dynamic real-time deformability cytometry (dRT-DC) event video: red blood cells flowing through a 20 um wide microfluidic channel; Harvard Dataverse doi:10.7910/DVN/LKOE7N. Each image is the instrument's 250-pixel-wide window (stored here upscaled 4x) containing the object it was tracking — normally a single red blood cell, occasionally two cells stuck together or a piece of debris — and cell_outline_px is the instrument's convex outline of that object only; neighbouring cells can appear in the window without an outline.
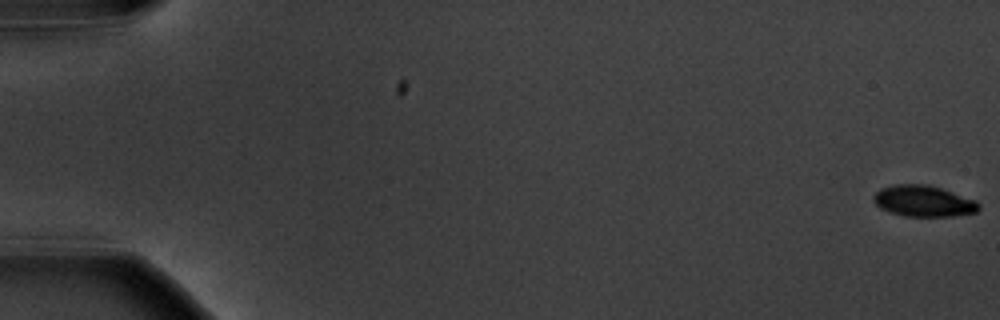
{"species": "common noctule bat (a hibernating species)", "species_latin": "Nyctalus noctula", "temperature_condition": "warm", "stored_images_in_passage": 58, "camera_frame_rate_fps": 3000, "um_per_image_px": 0.085, "animal": {"sex": "male", "body_mass_g": 20.1, "forearm_length_mm": 53.5}, "frame": {"image": 1, "passage_image": 1, "time_ms": 0.0, "image_size_px": [1000, 320], "cell_outline_px": [[980, 208], [976, 212], [956, 216], [904, 216], [888, 212], [880, 208], [872, 200], [872, 196], [880, 188], [892, 184], [928, 184], [976, 200], [980, 204]], "centroid_in_image_um": [78.47, 17.09], "position_along_channel_um": 6.5, "area_um2": 19.31}}
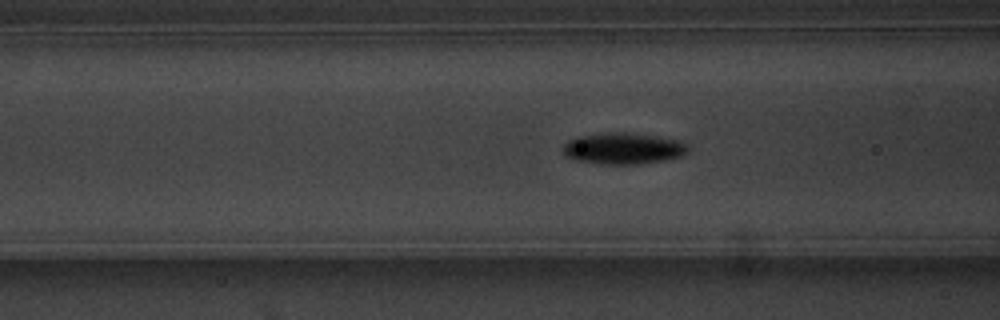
{"frame": {"image": 2, "passage_image": 24, "time_ms": 7.667, "image_size_px": [1000, 320], "cell_outline_px": [[688, 152], [680, 156], [664, 160], [640, 164], [600, 164], [572, 160], [564, 156], [564, 144], [568, 140], [576, 136], [604, 132], [628, 132], [656, 136], [680, 140], [688, 144]], "centroid_in_image_um": [52.94, 12.61], "position_along_channel_um": 113.7, "area_um2": 23.24}}
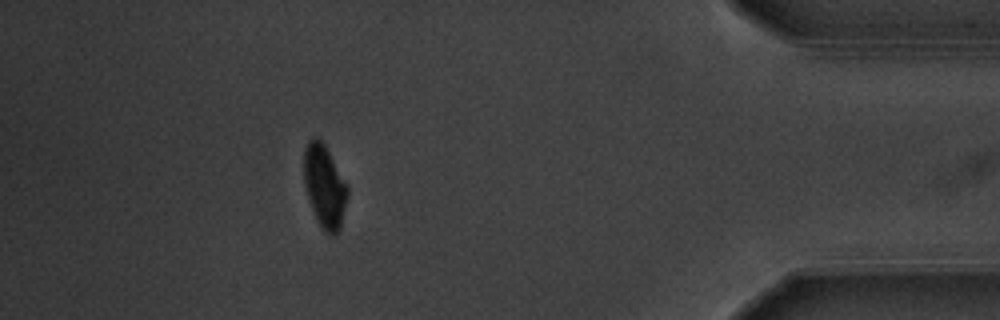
{"frame": {"image": 3, "passage_image": 52, "time_ms": 17.0, "image_size_px": [1000, 320], "cell_outline_px": [[348, 192], [340, 228], [332, 236], [324, 232], [316, 220], [308, 200], [304, 184], [304, 148], [308, 140], [312, 136], [316, 136], [324, 144], [348, 188]], "centroid_in_image_um": [27.55, 15.84], "position_along_channel_um": 407.7, "area_um2": 20.87}, "authors_computed_cell_mechanics": {"area_um2": 21.0681, "velocity_mm_per_s": 3.6248, "shape_relaxation_time_tau1_ms": 2.0947, "shape_relaxation_time_tau2_ms": null, "deformation_change_tau1": 0.1316, "deformation_change_tau2": null}}